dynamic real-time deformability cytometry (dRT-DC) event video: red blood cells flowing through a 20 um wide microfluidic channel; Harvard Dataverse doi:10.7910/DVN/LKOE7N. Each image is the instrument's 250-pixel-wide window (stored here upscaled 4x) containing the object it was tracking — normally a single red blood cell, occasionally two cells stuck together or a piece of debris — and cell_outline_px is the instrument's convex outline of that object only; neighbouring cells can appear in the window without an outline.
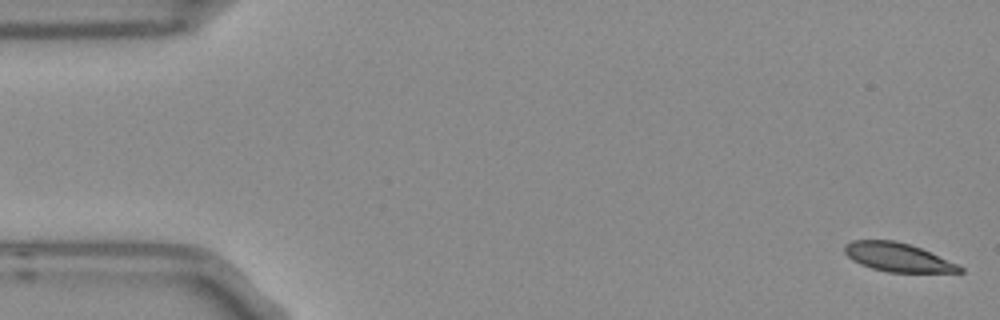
{"species": "Egyptian fruit bat (a non-hibernating species)", "species_latin": "Rousettus aegyptiacus", "temperature_condition": "room temperature", "stored_images_in_passage": 4, "camera_frame_rate_fps": 3000, "um_per_image_px": 0.085, "frame": {"image": 1, "passage_image": 1, "time_ms": 0.0, "image_size_px": [1000, 320], "cell_outline_px": [[964, 272], [888, 272], [872, 268], [860, 264], [852, 260], [844, 252], [844, 244], [852, 240], [892, 240], [908, 244], [920, 248], [956, 264], [964, 268]], "centroid_in_image_um": [76.25, 21.86], "position_along_channel_um": 8.7, "area_um2": 18.96}}
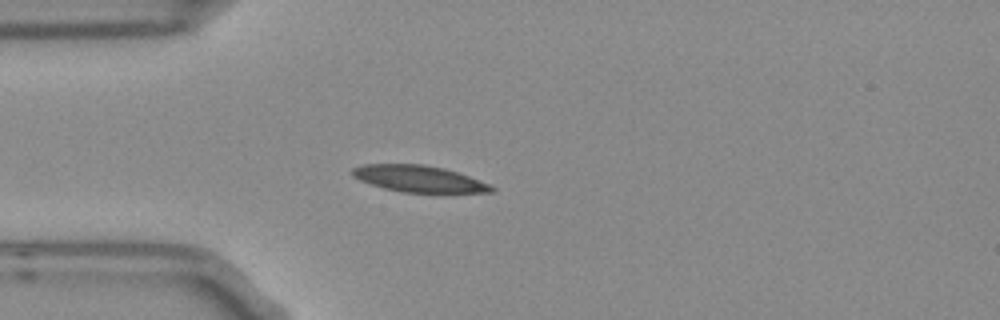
{"frame": {"image": 2, "passage_image": 4, "time_ms": 1.0, "image_size_px": [1000, 320], "cell_outline_px": [[496, 192], [404, 192], [384, 188], [360, 180], [352, 176], [352, 168], [364, 164], [424, 164], [444, 168], [468, 176], [488, 184], [496, 188]], "centroid_in_image_um": [35.59, 15.19], "position_along_channel_um": 49.4, "area_um2": 21.21}}